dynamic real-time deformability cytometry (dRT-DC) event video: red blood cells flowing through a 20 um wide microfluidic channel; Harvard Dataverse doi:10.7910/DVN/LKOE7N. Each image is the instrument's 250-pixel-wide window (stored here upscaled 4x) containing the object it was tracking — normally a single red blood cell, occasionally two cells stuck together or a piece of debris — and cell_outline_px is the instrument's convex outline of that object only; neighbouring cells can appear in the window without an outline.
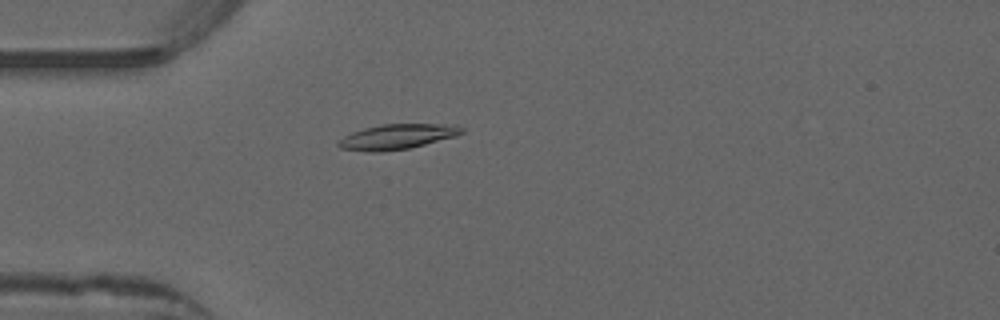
{"species": "common noctule bat (a hibernating species)", "species_latin": "Nyctalus noctula", "temperature_condition": "warm", "stored_images_in_passage": 53, "camera_frame_rate_fps": 3000, "um_per_image_px": 0.085, "animal": {"sex": "male", "forearm_length_mm": 52.5}, "frame": {"image": 1, "passage_image": 15, "time_ms": 4.667, "image_size_px": [1000, 320], "cell_outline_px": [[464, 132], [456, 136], [408, 148], [384, 152], [368, 152], [340, 148], [336, 144], [336, 140], [352, 132], [364, 128], [380, 124], [452, 124], [464, 128]], "centroid_in_image_um": [33.71, 11.62], "position_along_channel_um": 51.3, "area_um2": 18.15}}
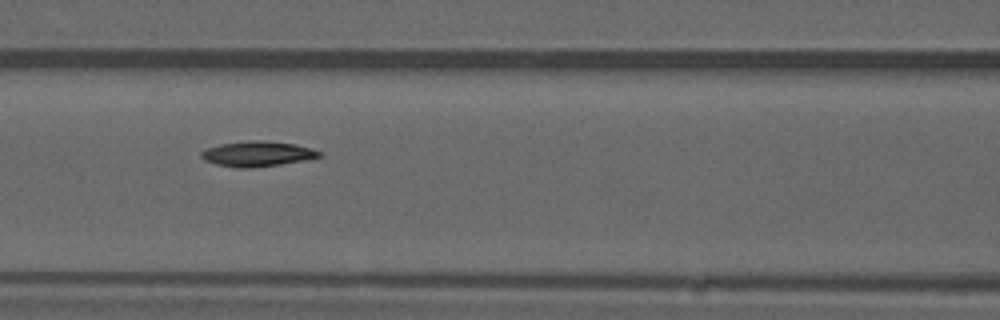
{"frame": {"image": 2, "passage_image": 23, "time_ms": 7.333, "image_size_px": [1000, 320], "cell_outline_px": [[320, 156], [304, 160], [280, 164], [248, 168], [240, 168], [216, 164], [204, 160], [200, 156], [200, 152], [208, 148], [220, 144], [248, 140], [264, 140], [296, 144], [312, 148], [320, 152]], "centroid_in_image_um": [21.85, 13.06], "position_along_channel_um": 144.7, "area_um2": 17.22}}
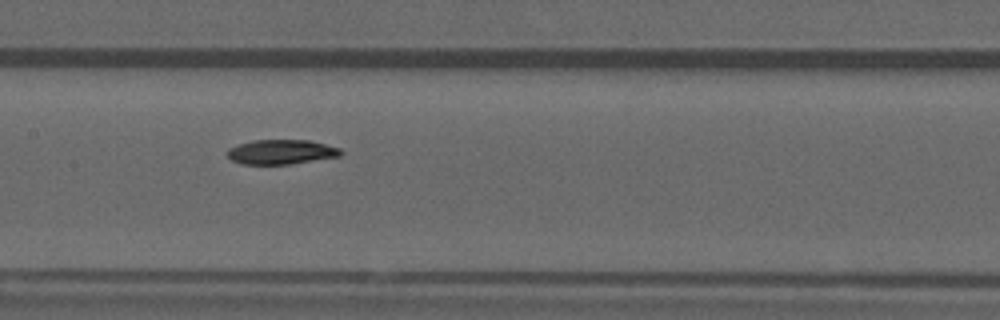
{"frame": {"image": 3, "passage_image": 26, "time_ms": 8.333, "image_size_px": [1000, 320], "cell_outline_px": [[344, 152], [340, 156], [288, 164], [240, 164], [232, 160], [228, 156], [228, 148], [252, 140], [312, 140], [340, 148]], "centroid_in_image_um": [23.93, 12.91], "position_along_channel_um": 183.5, "area_um2": 16.24}, "authors_computed_cell_mechanics": {"area_um2": 16.9354, "velocity_mm_per_s": 3.8925, "shape_relaxation_time_tau1_ms": 5.8483, "shape_relaxation_time_tau2_ms": 7.9775, "deformation_change_tau1": 0.1322, "deformation_change_tau2": 0.0823}}